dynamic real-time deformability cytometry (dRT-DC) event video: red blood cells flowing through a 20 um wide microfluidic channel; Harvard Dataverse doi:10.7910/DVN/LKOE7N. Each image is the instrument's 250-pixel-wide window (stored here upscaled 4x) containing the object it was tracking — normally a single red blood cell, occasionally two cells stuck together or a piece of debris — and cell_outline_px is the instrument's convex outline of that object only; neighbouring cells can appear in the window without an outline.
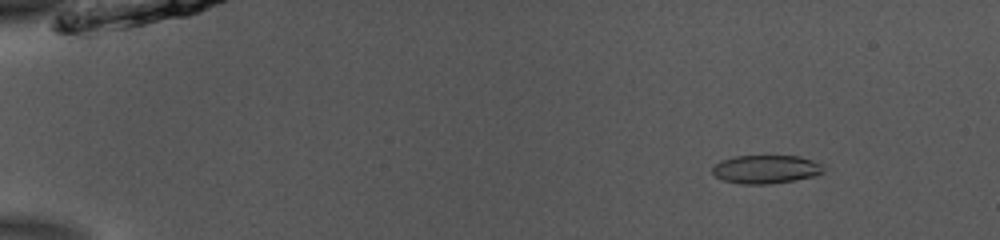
{"species": "common noctule bat (a hibernating species)", "species_latin": "Nyctalus noctula", "temperature_condition": "room temperature", "stored_images_in_passage": 52, "camera_frame_rate_fps": 3000, "um_per_image_px": 0.085, "animal": {"sex": "male", "body_mass_g": 13.0, "forearm_length_mm": 53.1}, "frame": {"image": 1, "passage_image": 6, "time_ms": 1.667, "image_size_px": [1000, 240], "cell_outline_px": [[824, 172], [816, 176], [796, 180], [768, 184], [740, 184], [724, 180], [716, 176], [712, 172], [712, 168], [720, 160], [736, 156], [800, 156], [812, 160], [820, 164], [824, 168]], "centroid_in_image_um": [65.12, 14.39], "position_along_channel_um": 19.9, "area_um2": 18.44}}
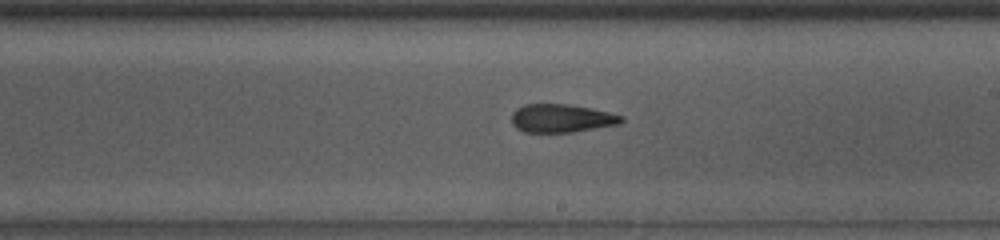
{"frame": {"image": 2, "passage_image": 31, "time_ms": 10.0, "image_size_px": [1000, 240], "cell_outline_px": [[624, 120], [620, 124], [572, 132], [524, 132], [516, 128], [512, 124], [512, 112], [516, 108], [524, 104], [568, 104], [608, 112], [624, 116]], "centroid_in_image_um": [47.71, 10.05], "position_along_channel_um": 241.3, "area_um2": 18.09}}
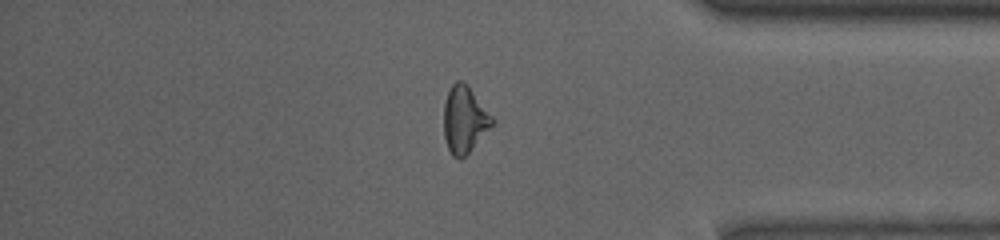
{"frame": {"image": 3, "passage_image": 44, "time_ms": 14.333, "image_size_px": [1000, 240], "cell_outline_px": [[496, 120], [468, 152], [460, 160], [452, 156], [448, 148], [444, 136], [444, 104], [448, 92], [452, 84], [456, 80], [460, 80], [468, 84]], "centroid_in_image_um": [39.47, 10.13], "position_along_channel_um": 395.7, "area_um2": 18.73}, "authors_computed_cell_mechanics": {"area_um2": 18.7272, "velocity_mm_per_s": 3.9117, "shape_relaxation_time_tau1_ms": 4.852, "shape_relaxation_time_tau2_ms": 2.5496, "deformation_change_tau1": 0.1513, "deformation_change_tau2": 0.0978}}